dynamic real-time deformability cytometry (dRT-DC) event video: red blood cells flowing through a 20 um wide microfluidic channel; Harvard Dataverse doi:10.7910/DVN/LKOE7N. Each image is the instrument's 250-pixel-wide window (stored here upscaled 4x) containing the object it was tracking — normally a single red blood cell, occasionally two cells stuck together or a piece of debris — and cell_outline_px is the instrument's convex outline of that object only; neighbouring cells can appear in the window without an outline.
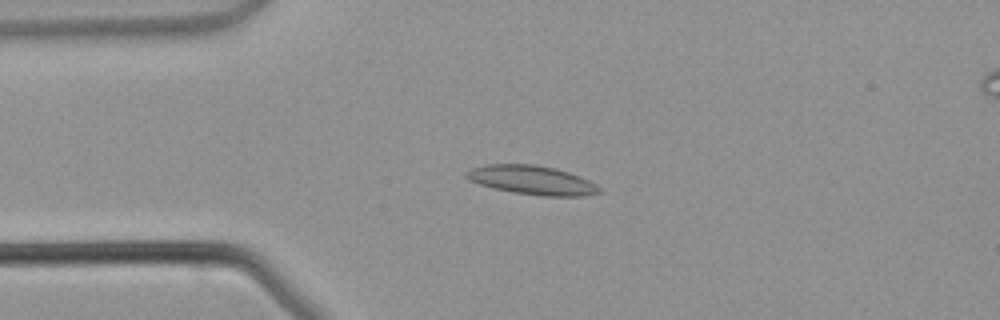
{"species": "common noctule bat (a hibernating species)", "species_latin": "Nyctalus noctula", "temperature_condition": "warm", "stored_images_in_passage": 44, "segment_of_instrument_passage": [1, 2], "camera_frame_rate_fps": 3000, "um_per_image_px": 0.085, "animal": {"sex": "male", "body_mass_g": 21.5, "forearm_length_mm": 52.0}, "frame": {"image": 1, "passage_image": 9, "time_ms": 2.667, "image_size_px": [1000, 320], "cell_outline_px": [[604, 192], [588, 196], [540, 196], [512, 192], [492, 188], [468, 180], [464, 176], [464, 172], [472, 168], [488, 164], [536, 164], [556, 168], [580, 176], [596, 184]], "centroid_in_image_um": [45.23, 15.31], "position_along_channel_um": 39.8, "area_um2": 22.77}}
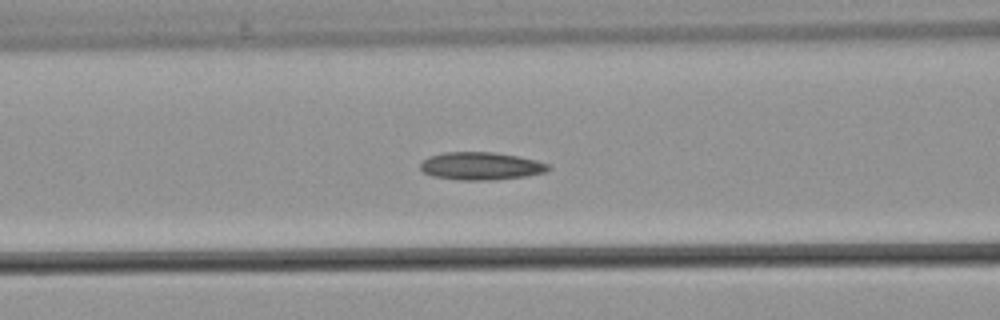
{"frame": {"image": 2, "passage_image": 16, "time_ms": 5.0, "image_size_px": [1000, 320], "cell_outline_px": [[552, 168], [544, 172], [524, 176], [496, 180], [456, 180], [432, 176], [424, 172], [420, 168], [420, 164], [428, 156], [444, 152], [492, 152], [516, 156], [536, 160], [548, 164]], "centroid_in_image_um": [40.85, 14.12], "position_along_channel_um": 125.8, "area_um2": 20.69}}
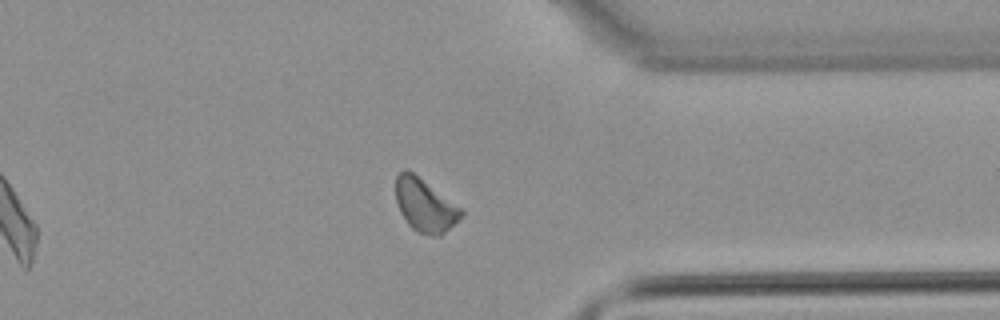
{"frame": {"image": 3, "passage_image": 33, "time_ms": 10.667, "image_size_px": [1000, 320], "cell_outline_px": [[464, 216], [440, 236], [432, 236], [420, 232], [412, 228], [408, 224], [400, 212], [396, 200], [396, 176], [404, 168], [412, 172], [464, 208]], "centroid_in_image_um": [36.16, 17.45], "position_along_channel_um": 375.2, "area_um2": 20.35}}